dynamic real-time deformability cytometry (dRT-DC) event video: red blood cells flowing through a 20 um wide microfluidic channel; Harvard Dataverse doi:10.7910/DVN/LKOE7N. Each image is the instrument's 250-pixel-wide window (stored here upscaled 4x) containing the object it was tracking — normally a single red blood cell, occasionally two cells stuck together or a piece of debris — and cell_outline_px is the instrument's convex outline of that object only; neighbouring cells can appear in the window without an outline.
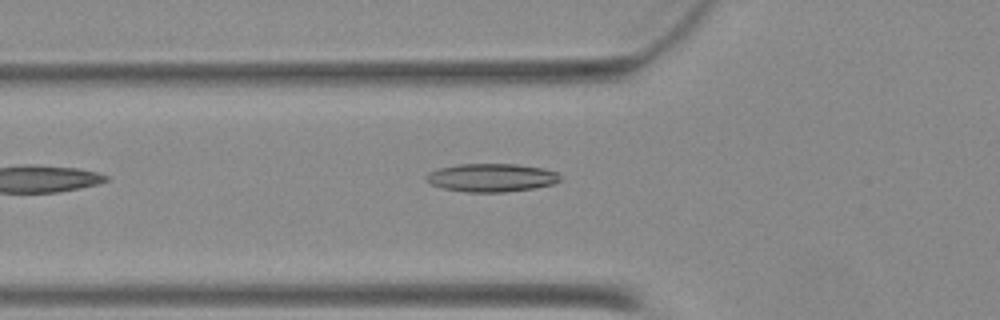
{"species": "Egyptian fruit bat (a non-hibernating species)", "species_latin": "Rousettus aegyptiacus", "temperature_condition": "warm", "stored_images_in_passage": 34, "camera_frame_rate_fps": 3000, "um_per_image_px": 0.085, "animal": {"sex": "female"}, "frame": {"image": 1, "passage_image": 3, "time_ms": 0.667, "image_size_px": [1000, 320], "cell_outline_px": [[560, 180], [552, 184], [532, 188], [504, 192], [468, 192], [444, 188], [432, 184], [424, 180], [424, 176], [428, 172], [440, 168], [456, 164], [516, 164], [544, 168], [556, 172], [560, 176]], "centroid_in_image_um": [41.74, 15.09], "position_along_channel_um": 84.1, "area_um2": 21.96}}
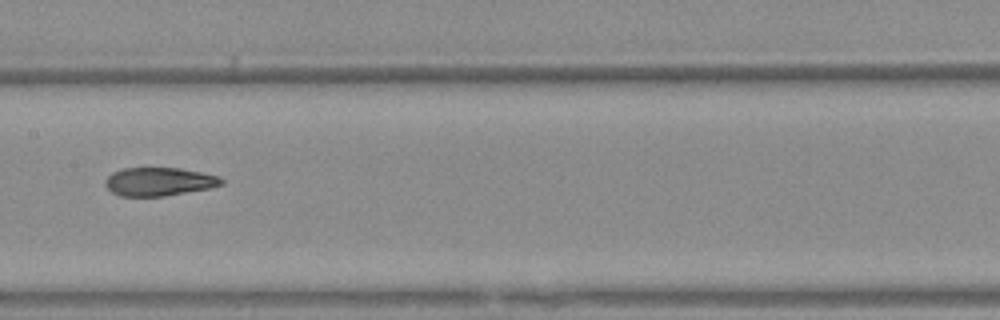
{"frame": {"image": 2, "passage_image": 11, "time_ms": 3.333, "image_size_px": [1000, 320], "cell_outline_px": [[224, 184], [208, 188], [164, 196], [120, 196], [112, 192], [104, 184], [104, 180], [112, 172], [124, 168], [180, 168], [220, 176], [224, 180]], "centroid_in_image_um": [13.51, 15.43], "position_along_channel_um": 193.9, "area_um2": 19.19}}
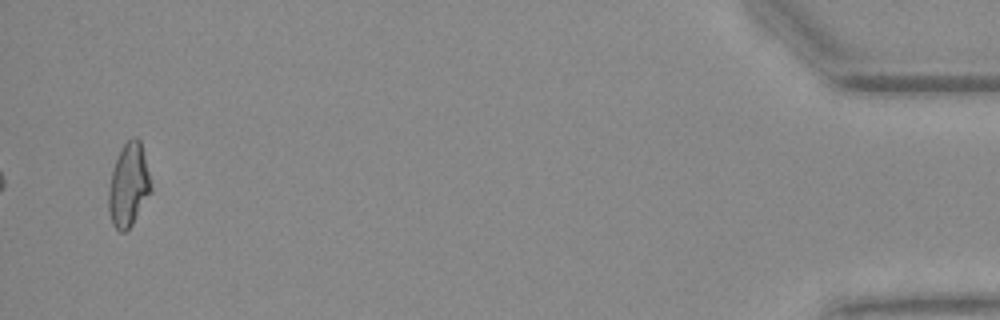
{"frame": {"image": 3, "passage_image": 34, "time_ms": 11.0, "image_size_px": [1000, 320], "cell_outline_px": [[152, 192], [132, 224], [124, 232], [120, 232], [112, 224], [108, 212], [108, 192], [112, 172], [120, 148], [132, 136], [136, 136], [140, 140], [152, 188]], "centroid_in_image_um": [10.92, 15.74], "position_along_channel_um": 424.3, "area_um2": 20.46}}